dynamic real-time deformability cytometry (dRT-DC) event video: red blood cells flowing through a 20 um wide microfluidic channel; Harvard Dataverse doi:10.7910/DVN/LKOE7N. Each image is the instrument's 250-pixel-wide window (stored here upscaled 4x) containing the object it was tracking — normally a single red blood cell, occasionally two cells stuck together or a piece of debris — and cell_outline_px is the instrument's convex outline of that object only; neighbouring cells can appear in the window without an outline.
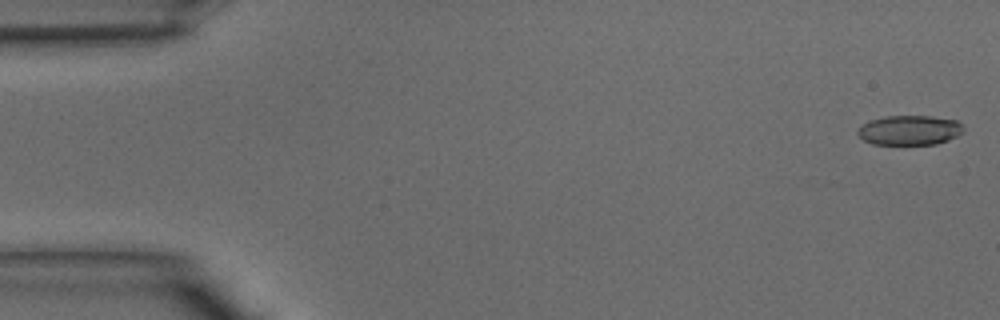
{"species": "common noctule bat (a hibernating species)", "species_latin": "Nyctalus noctula", "temperature_condition": "warm", "stored_images_in_passage": 36, "camera_frame_rate_fps": 3000, "um_per_image_px": 0.085, "animal": {"sex": "male", "body_mass_g": 15.6}, "frame": {"image": 1, "passage_image": 1, "time_ms": 0.0, "image_size_px": [1000, 320], "cell_outline_px": [[964, 132], [948, 140], [936, 144], [872, 144], [864, 140], [856, 132], [868, 120], [884, 116], [932, 116], [956, 120], [964, 128]], "centroid_in_image_um": [77.32, 11.06], "position_along_channel_um": 7.7, "area_um2": 18.26}}
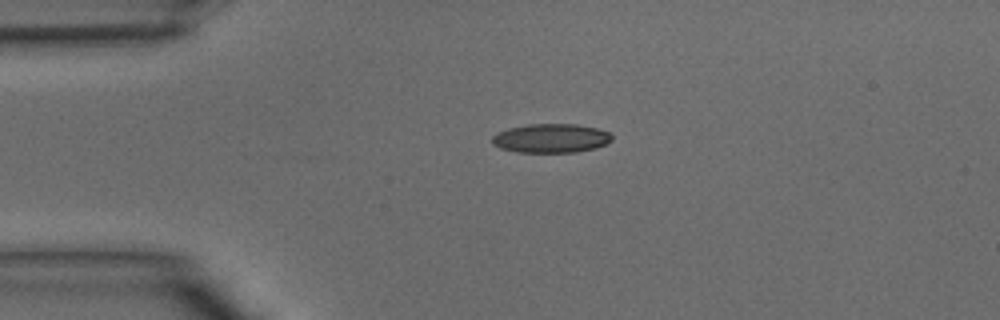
{"frame": {"image": 2, "passage_image": 9, "time_ms": 2.667, "image_size_px": [1000, 320], "cell_outline_px": [[612, 140], [596, 148], [576, 152], [516, 152], [500, 148], [492, 144], [492, 136], [496, 132], [508, 128], [528, 124], [576, 124], [596, 128], [608, 132], [612, 136]], "centroid_in_image_um": [46.8, 11.75], "position_along_channel_um": 38.2, "area_um2": 20.29}}
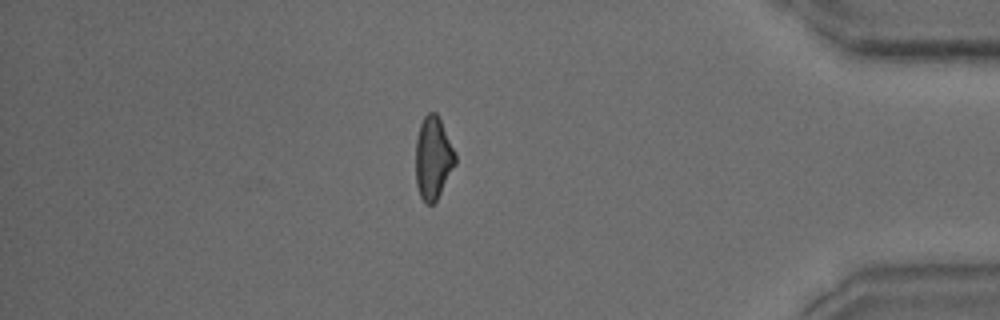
{"frame": {"image": 3, "passage_image": 34, "time_ms": 11.0, "image_size_px": [1000, 320], "cell_outline_px": [[456, 164], [436, 200], [432, 204], [428, 204], [420, 196], [416, 184], [416, 140], [420, 124], [424, 116], [428, 112], [436, 112], [456, 152]], "centroid_in_image_um": [36.82, 13.41], "position_along_channel_um": 398.4, "area_um2": 18.96}}